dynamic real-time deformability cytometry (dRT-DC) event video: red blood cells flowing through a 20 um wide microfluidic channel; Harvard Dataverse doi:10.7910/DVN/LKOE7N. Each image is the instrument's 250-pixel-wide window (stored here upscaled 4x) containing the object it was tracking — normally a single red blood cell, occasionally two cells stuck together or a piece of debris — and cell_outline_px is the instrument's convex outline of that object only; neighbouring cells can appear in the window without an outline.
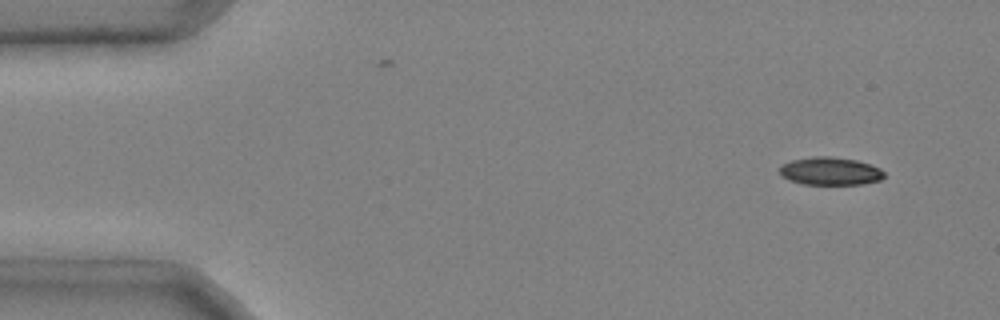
{"species": "common noctule bat (a hibernating species)", "species_latin": "Nyctalus noctula", "temperature_condition": "cold", "stored_images_in_passage": 45, "camera_frame_rate_fps": 3000, "um_per_image_px": 0.085, "animal": {"sex": "male", "body_mass_g": 20.4}, "frame": {"image": 1, "passage_image": 1, "time_ms": 0.0, "image_size_px": [1000, 320], "cell_outline_px": [[884, 176], [880, 180], [864, 184], [804, 184], [792, 180], [784, 176], [780, 172], [780, 168], [784, 164], [792, 160], [812, 156], [832, 156], [856, 160], [880, 168], [884, 172]], "centroid_in_image_um": [70.61, 14.54], "position_along_channel_um": 14.4, "area_um2": 16.76}}
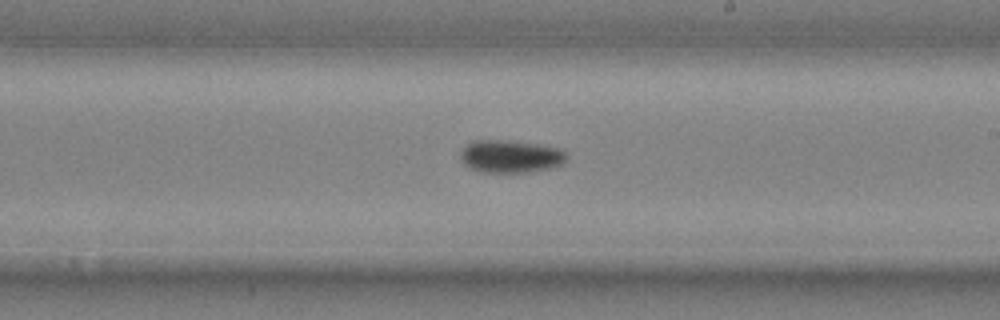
{"frame": {"image": 2, "passage_image": 26, "time_ms": 8.333, "image_size_px": [1000, 320], "cell_outline_px": [[568, 156], [564, 164], [548, 168], [528, 172], [480, 172], [468, 168], [460, 160], [460, 152], [472, 140], [504, 140], [540, 144], [560, 148]], "centroid_in_image_um": [43.38, 13.29], "position_along_channel_um": 245.6, "area_um2": 20.4}}
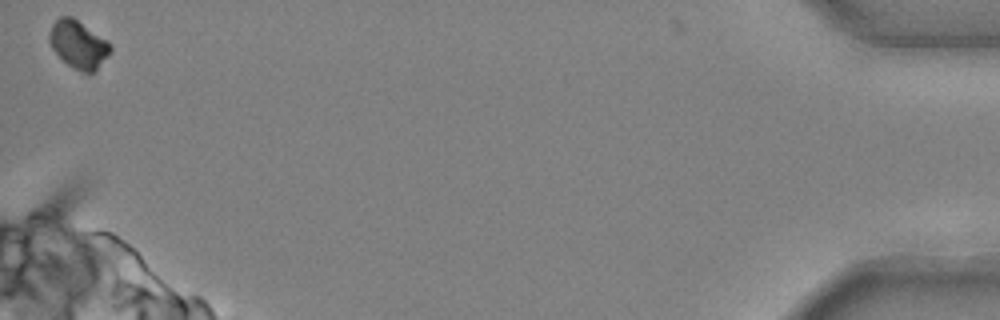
{"frame": {"image": 3, "passage_image": 45, "time_ms": 14.667, "image_size_px": [1000, 320], "cell_outline_px": [[112, 48], [96, 72], [80, 72], [68, 64], [52, 48], [48, 40], [48, 32], [52, 24], [60, 16], [72, 16], [108, 40]], "centroid_in_image_um": [6.66, 3.76], "position_along_channel_um": 428.5, "area_um2": 16.99}, "authors_computed_cell_mechanics": {"area_um2": 18.9006, "velocity_mm_per_s": 3.9945, "shape_relaxation_time_tau1_ms": 4.5051, "shape_relaxation_time_tau2_ms": null, "deformation_change_tau1": 0.1171, "deformation_change_tau2": null}}